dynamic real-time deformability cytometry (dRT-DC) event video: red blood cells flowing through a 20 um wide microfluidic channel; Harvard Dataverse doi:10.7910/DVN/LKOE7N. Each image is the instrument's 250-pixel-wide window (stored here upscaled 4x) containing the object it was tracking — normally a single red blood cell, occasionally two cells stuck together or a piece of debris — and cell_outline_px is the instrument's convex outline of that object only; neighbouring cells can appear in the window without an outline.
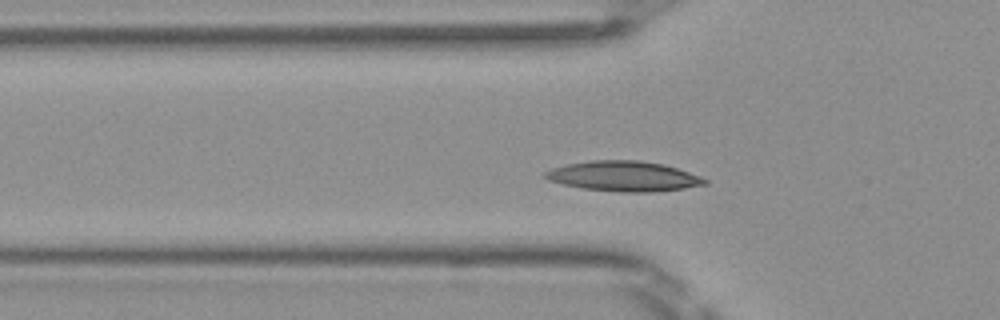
{"species": "Egyptian fruit bat (a non-hibernating species)", "species_latin": "Rousettus aegyptiacus", "temperature_condition": "room temperature", "stored_images_in_passage": 40, "camera_frame_rate_fps": 3000, "um_per_image_px": 0.085, "frame": {"image": 1, "passage_image": 5, "time_ms": 1.333, "image_size_px": [1000, 320], "cell_outline_px": [[708, 184], [684, 188], [648, 192], [620, 192], [584, 188], [564, 184], [548, 180], [544, 176], [544, 172], [552, 168], [564, 164], [592, 160], [640, 160], [664, 164], [700, 176], [708, 180]], "centroid_in_image_um": [53.01, 14.97], "position_along_channel_um": 72.8, "area_um2": 27.92}}
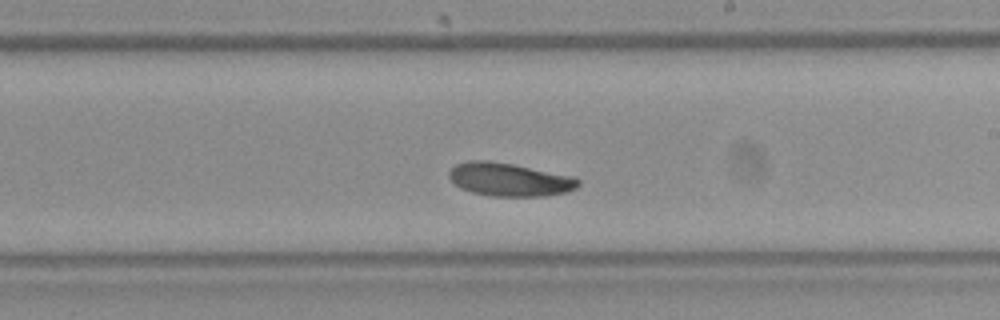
{"frame": {"image": 2, "passage_image": 18, "time_ms": 5.667, "image_size_px": [1000, 320], "cell_outline_px": [[580, 184], [576, 188], [568, 192], [544, 196], [492, 196], [472, 192], [460, 188], [448, 176], [448, 172], [456, 164], [468, 160], [488, 160], [512, 164], [572, 176], [580, 180]], "centroid_in_image_um": [43.3, 15.26], "position_along_channel_um": 245.7, "area_um2": 24.97}}
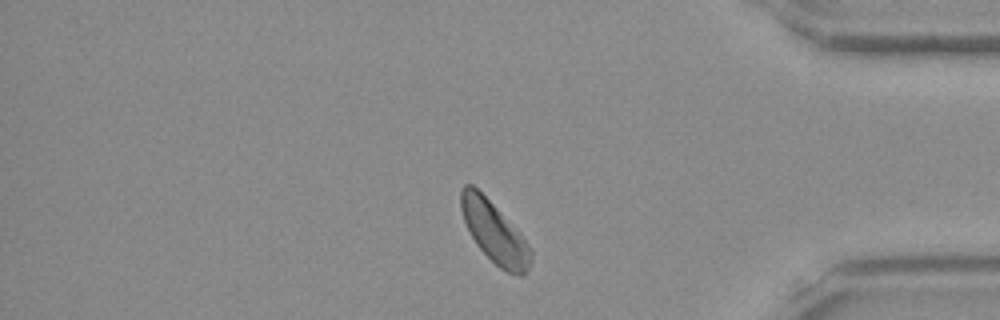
{"frame": {"image": 3, "passage_image": 31, "time_ms": 10.0, "image_size_px": [1000, 320], "cell_outline_px": [[532, 260], [528, 268], [520, 276], [516, 276], [500, 268], [476, 244], [464, 220], [460, 208], [460, 188], [464, 184], [472, 184], [520, 232], [532, 248]], "centroid_in_image_um": [42.03, 19.75], "position_along_channel_um": 393.2, "area_um2": 24.51}, "authors_computed_cell_mechanics": {"area_um2": 25.143, "velocity_mm_per_s": 3.9824, "shape_relaxation_time_tau1_ms": 2.6948, "shape_relaxation_time_tau2_ms": 9.1342, "deformation_change_tau1": 0.0896, "deformation_change_tau2": 0.1596}}